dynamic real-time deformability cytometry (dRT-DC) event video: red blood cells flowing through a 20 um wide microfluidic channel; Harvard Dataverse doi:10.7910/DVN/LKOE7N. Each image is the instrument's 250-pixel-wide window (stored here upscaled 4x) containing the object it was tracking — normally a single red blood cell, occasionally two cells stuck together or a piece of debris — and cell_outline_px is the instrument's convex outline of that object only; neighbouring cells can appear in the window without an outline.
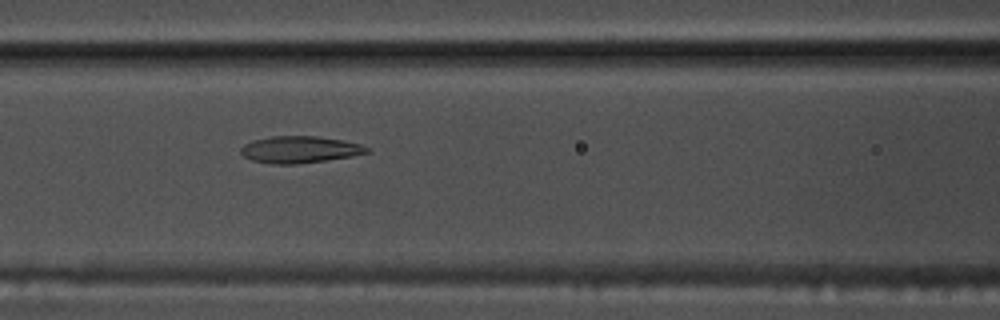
{"species": "common noctule bat (a hibernating species)", "species_latin": "Nyctalus noctula", "temperature_condition": "warm", "stored_images_in_passage": 41, "camera_frame_rate_fps": 3000, "um_per_image_px": 0.085, "animal": {"sex": "male", "body_mass_g": 17.5, "forearm_length_mm": 52.3}, "frame": {"image": 1, "passage_image": 11, "time_ms": 3.333, "image_size_px": [1000, 320], "cell_outline_px": [[372, 152], [352, 156], [296, 164], [272, 164], [252, 160], [244, 156], [240, 152], [240, 148], [244, 144], [252, 140], [272, 136], [316, 136], [344, 140], [360, 144], [368, 148]], "centroid_in_image_um": [25.47, 12.7], "position_along_channel_um": 141.1, "area_um2": 19.71}}
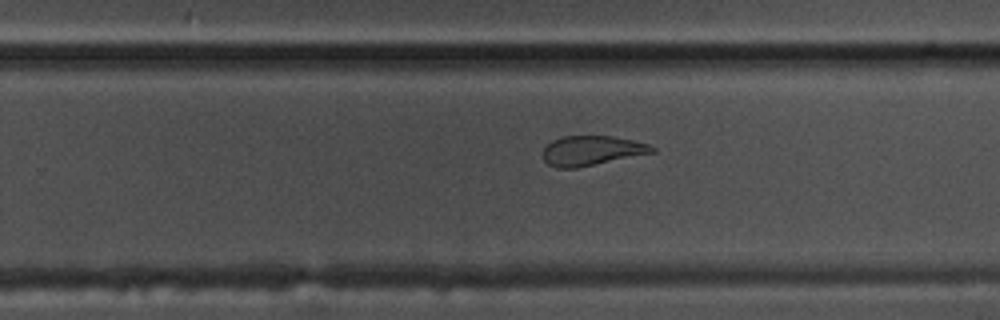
{"frame": {"image": 2, "passage_image": 22, "time_ms": 7.0, "image_size_px": [1000, 320], "cell_outline_px": [[656, 152], [576, 168], [556, 168], [548, 164], [544, 160], [544, 148], [552, 140], [560, 136], [612, 136], [632, 140], [648, 144], [656, 148]], "centroid_in_image_um": [50.29, 12.8], "position_along_channel_um": 279.5, "area_um2": 18.84}}
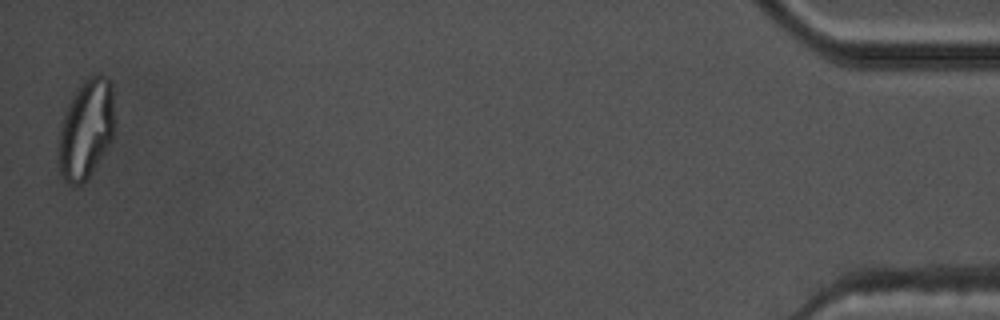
{"frame": {"image": 3, "passage_image": 41, "time_ms": 13.333, "image_size_px": [1000, 320], "cell_outline_px": [[112, 140], [108, 148], [88, 176], [80, 184], [72, 184], [60, 172], [56, 152], [56, 148], [60, 124], [64, 112], [68, 104], [84, 80], [92, 76], [108, 76], [112, 84]], "centroid_in_image_um": [7.27, 10.98], "position_along_channel_um": 427.9, "area_um2": 32.02}, "authors_computed_cell_mechanics": {"area_um2": 20.9236, "velocity_mm_per_s": 3.788, "shape_relaxation_time_tau1_ms": null, "shape_relaxation_time_tau2_ms": 1.8134, "deformation_change_tau1": null, "deformation_change_tau2": 0.0887}}